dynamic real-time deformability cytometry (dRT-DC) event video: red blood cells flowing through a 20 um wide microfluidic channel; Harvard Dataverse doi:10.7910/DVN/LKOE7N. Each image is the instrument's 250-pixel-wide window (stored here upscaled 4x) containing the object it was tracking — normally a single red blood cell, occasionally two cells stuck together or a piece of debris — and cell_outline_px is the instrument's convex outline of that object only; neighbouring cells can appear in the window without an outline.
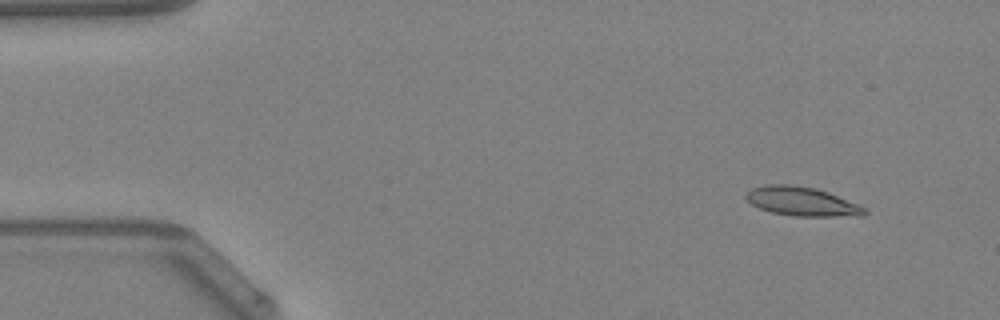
{"species": "Egyptian fruit bat (a non-hibernating species)", "species_latin": "Rousettus aegyptiacus", "temperature_condition": "warm", "stored_images_in_passage": 45, "camera_frame_rate_fps": 3000, "um_per_image_px": 0.085, "animal": {"sex": "female"}, "frame": {"image": 1, "passage_image": 1, "time_ms": 0.0, "image_size_px": [1000, 320], "cell_outline_px": [[868, 212], [864, 216], [796, 216], [772, 212], [760, 208], [752, 204], [744, 196], [752, 188], [768, 184], [784, 184], [816, 188], [828, 192], [856, 204], [864, 208]], "centroid_in_image_um": [68.16, 17.12], "position_along_channel_um": 16.8, "area_um2": 19.71}}
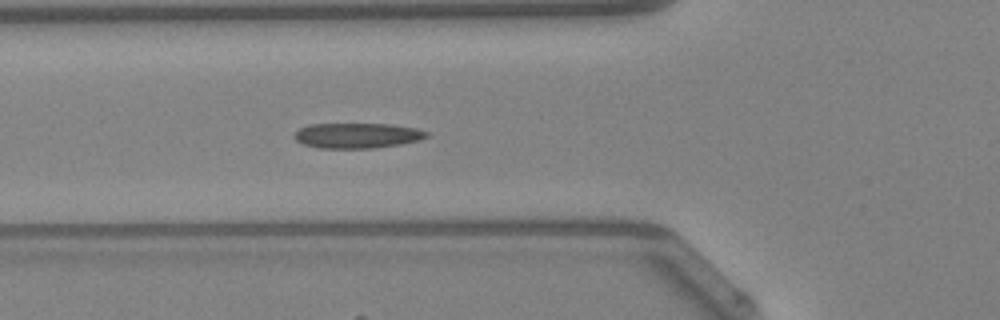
{"frame": {"image": 2, "passage_image": 14, "time_ms": 4.333, "image_size_px": [1000, 320], "cell_outline_px": [[428, 136], [416, 140], [400, 144], [372, 148], [320, 148], [304, 144], [296, 140], [296, 132], [300, 128], [308, 124], [392, 124], [416, 128], [428, 132]], "centroid_in_image_um": [30.36, 11.51], "position_along_channel_um": 95.4, "area_um2": 19.19}}
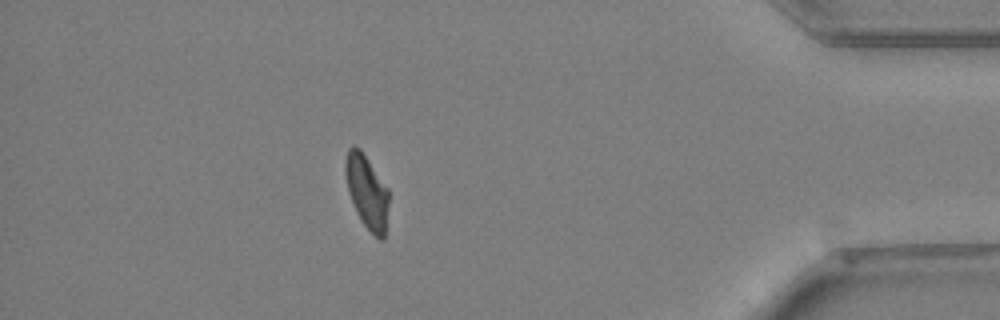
{"frame": {"image": 3, "passage_image": 39, "time_ms": 12.667, "image_size_px": [1000, 320], "cell_outline_px": [[388, 204], [384, 240], [380, 240], [360, 220], [356, 212], [348, 192], [344, 172], [344, 160], [348, 148], [352, 144], [360, 148], [388, 188]], "centroid_in_image_um": [31.15, 16.25], "position_along_channel_um": 404.0, "area_um2": 18.67}, "authors_computed_cell_mechanics": {"area_um2": 19.1896, "velocity_mm_per_s": 4.2396, "shape_relaxation_time_tau1_ms": null, "shape_relaxation_time_tau2_ms": 2.9328, "deformation_change_tau1": null, "deformation_change_tau2": 0.0891}}